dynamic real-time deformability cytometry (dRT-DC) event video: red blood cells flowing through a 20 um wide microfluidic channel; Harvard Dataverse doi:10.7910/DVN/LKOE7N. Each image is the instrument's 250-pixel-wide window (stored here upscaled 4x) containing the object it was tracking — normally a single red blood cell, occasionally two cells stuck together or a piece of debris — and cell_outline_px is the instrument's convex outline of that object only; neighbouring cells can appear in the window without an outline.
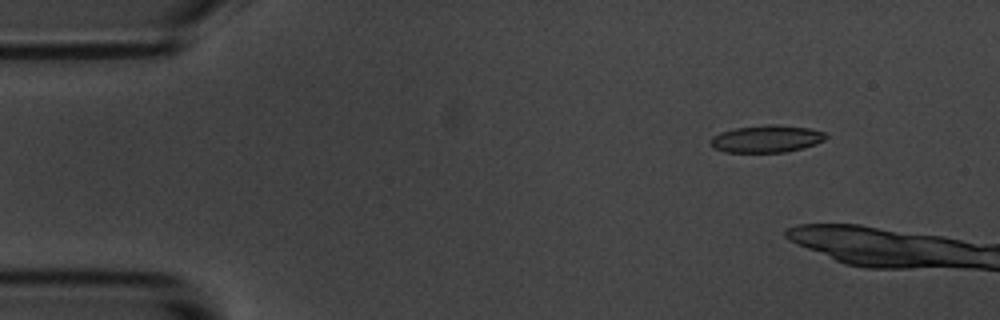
{"species": "common noctule bat (a hibernating species)", "species_latin": "Nyctalus noctula", "temperature_condition": "room temperature", "stored_images_in_passage": 5, "camera_frame_rate_fps": 3000, "um_per_image_px": 0.085, "animal": {"sex": "male", "body_mass_g": 20.1, "forearm_length_mm": 53.5}, "frame": {"image": 1, "passage_image": 2, "time_ms": 1.333, "image_size_px": [1000, 320], "cell_outline_px": [[828, 136], [824, 140], [816, 144], [784, 152], [724, 152], [712, 148], [708, 144], [708, 140], [712, 136], [720, 132], [736, 128], [764, 124], [780, 124], [808, 128], [824, 132]], "centroid_in_image_um": [65.09, 11.79], "position_along_channel_um": 19.9, "area_um2": 18.55}}